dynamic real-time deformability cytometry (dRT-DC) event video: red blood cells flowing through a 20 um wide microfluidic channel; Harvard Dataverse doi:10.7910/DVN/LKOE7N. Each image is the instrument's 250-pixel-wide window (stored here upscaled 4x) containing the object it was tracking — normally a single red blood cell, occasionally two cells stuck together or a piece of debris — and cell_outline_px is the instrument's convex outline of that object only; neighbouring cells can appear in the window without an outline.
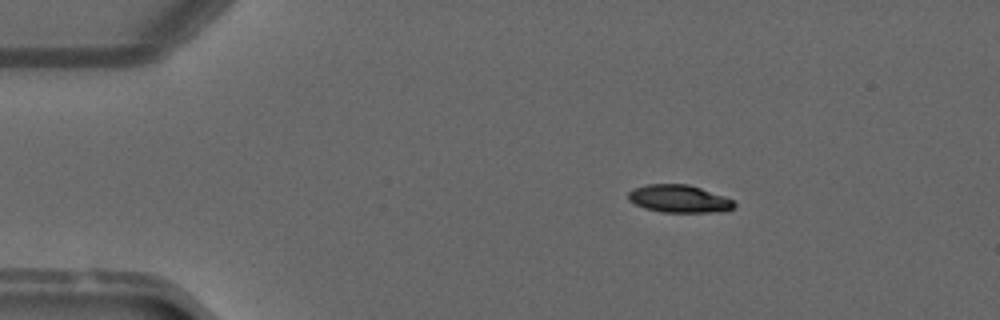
{"species": "common noctule bat (a hibernating species)", "species_latin": "Nyctalus noctula", "temperature_condition": "warm", "stored_images_in_passage": 42, "camera_frame_rate_fps": 3000, "um_per_image_px": 0.085, "animal": {"sex": "male", "forearm_length_mm": 52.5}, "frame": {"image": 1, "passage_image": 1, "time_ms": 0.0, "image_size_px": [1000, 320], "cell_outline_px": [[736, 204], [732, 208], [712, 212], [660, 212], [644, 208], [628, 200], [628, 192], [636, 188], [648, 184], [688, 184], [724, 196], [732, 200]], "centroid_in_image_um": [57.68, 16.89], "position_along_channel_um": 27.3, "area_um2": 16.82}}
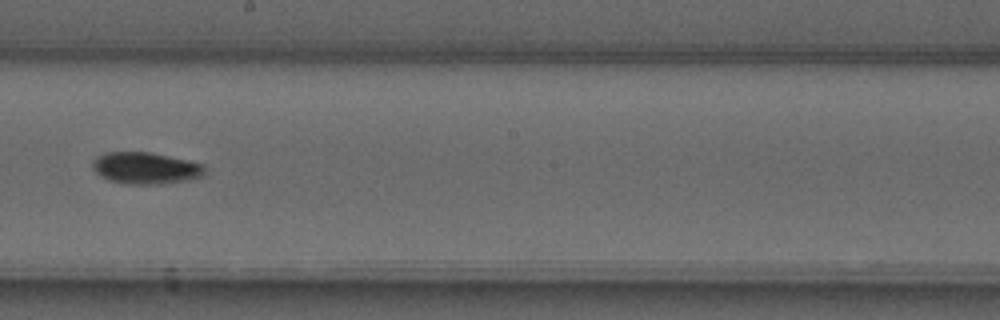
{"frame": {"image": 2, "passage_image": 21, "time_ms": 6.667, "image_size_px": [1000, 320], "cell_outline_px": [[204, 176], [184, 180], [160, 184], [128, 184], [108, 180], [100, 176], [92, 168], [92, 160], [96, 156], [104, 152], [148, 152], [188, 160], [204, 164]], "centroid_in_image_um": [12.33, 14.28], "position_along_channel_um": 235.9, "area_um2": 20.75}}
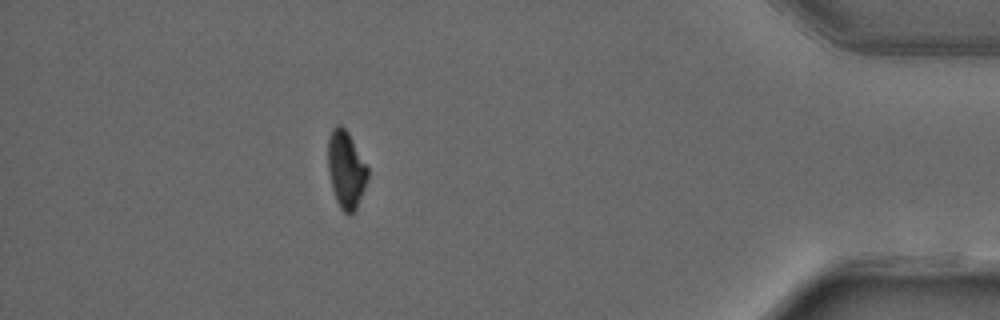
{"frame": {"image": 3, "passage_image": 37, "time_ms": 12.0, "image_size_px": [1000, 320], "cell_outline_px": [[368, 176], [364, 188], [356, 208], [348, 216], [340, 208], [336, 200], [332, 188], [328, 172], [328, 140], [332, 128], [336, 124], [340, 124], [348, 132], [368, 168]], "centroid_in_image_um": [29.39, 14.4], "position_along_channel_um": 405.8, "area_um2": 17.74}, "authors_computed_cell_mechanics": {"area_um2": 19.4497, "velocity_mm_per_s": 4.11, "shape_relaxation_time_tau1_ms": 10.7827, "shape_relaxation_time_tau2_ms": 5.5279, "deformation_change_tau1": 0.2699, "deformation_change_tau2": 0.0818}}